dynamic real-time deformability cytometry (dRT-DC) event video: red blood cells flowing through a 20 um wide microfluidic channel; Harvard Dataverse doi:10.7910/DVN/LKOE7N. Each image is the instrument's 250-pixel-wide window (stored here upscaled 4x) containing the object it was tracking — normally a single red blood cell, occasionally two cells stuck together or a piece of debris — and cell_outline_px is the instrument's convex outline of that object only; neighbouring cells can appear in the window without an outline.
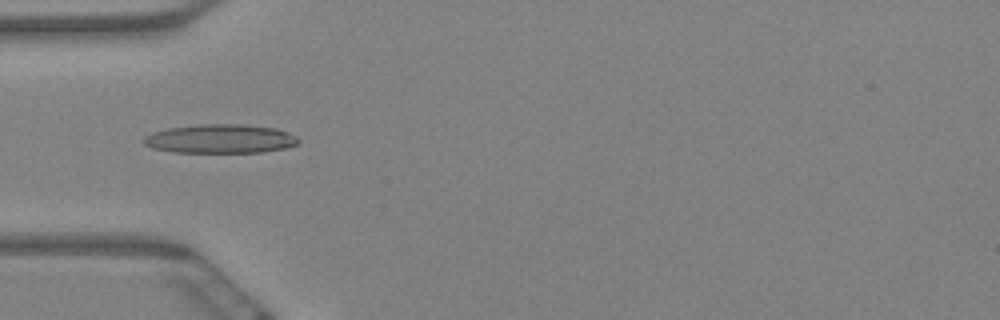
{"species": "Egyptian fruit bat (a non-hibernating species)", "species_latin": "Rousettus aegyptiacus", "temperature_condition": "warm", "stored_images_in_passage": 5, "camera_frame_rate_fps": 3000, "um_per_image_px": 0.085, "animal": {"sex": "female"}, "frame": {"image": 1, "passage_image": 5, "time_ms": 1.333, "image_size_px": [1000, 320], "cell_outline_px": [[300, 140], [296, 144], [284, 148], [260, 152], [172, 152], [152, 148], [144, 144], [144, 136], [152, 132], [168, 128], [196, 124], [240, 124], [276, 128], [296, 136]], "centroid_in_image_um": [18.69, 11.79], "position_along_channel_um": 66.3, "area_um2": 26.01}}